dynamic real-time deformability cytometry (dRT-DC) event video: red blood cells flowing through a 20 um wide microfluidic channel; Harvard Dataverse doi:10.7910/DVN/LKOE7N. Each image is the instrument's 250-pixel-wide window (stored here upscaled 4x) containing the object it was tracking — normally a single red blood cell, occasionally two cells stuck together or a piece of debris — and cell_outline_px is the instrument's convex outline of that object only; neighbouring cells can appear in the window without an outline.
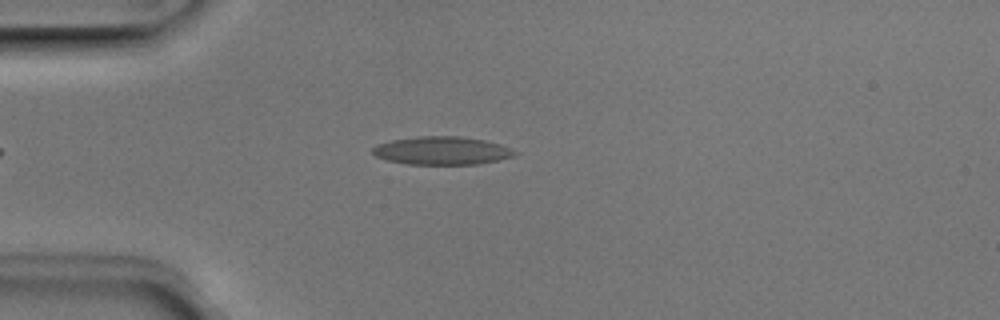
{"species": "Egyptian fruit bat (a non-hibernating species)", "species_latin": "Rousettus aegyptiacus", "temperature_condition": "room temperature", "stored_images_in_passage": 1, "camera_frame_rate_fps": 3000, "um_per_image_px": 0.085, "animal": {"sex": "male"}, "frame": {"image": 1, "passage_image": 1, "time_ms": 0.0, "image_size_px": [1000, 320], "cell_outline_px": [[520, 152], [512, 156], [480, 164], [408, 164], [388, 160], [376, 156], [372, 152], [372, 148], [376, 144], [392, 140], [416, 136], [460, 136], [484, 140], [500, 144], [512, 148]], "centroid_in_image_um": [37.57, 12.79], "position_along_channel_um": 47.4, "area_um2": 23.29}}